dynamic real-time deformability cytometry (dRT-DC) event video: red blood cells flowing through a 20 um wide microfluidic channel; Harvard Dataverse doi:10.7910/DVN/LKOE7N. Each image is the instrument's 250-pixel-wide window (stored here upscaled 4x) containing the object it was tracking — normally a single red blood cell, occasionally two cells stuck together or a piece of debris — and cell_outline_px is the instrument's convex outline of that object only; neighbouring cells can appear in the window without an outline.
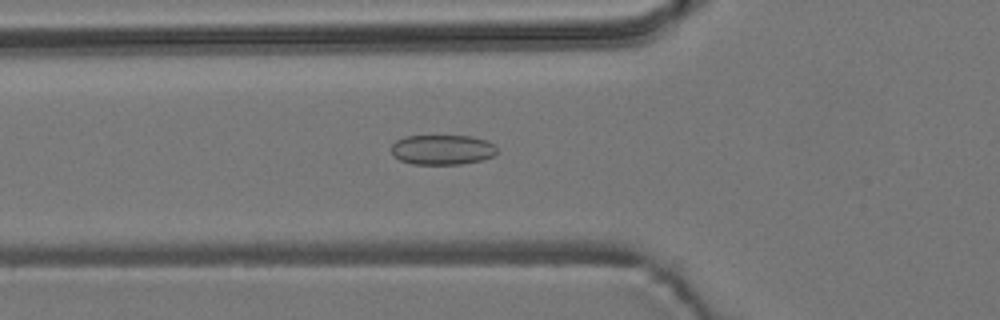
{"species": "common noctule bat (a hibernating species)", "species_latin": "Nyctalus noctula", "temperature_condition": "room temperature", "stored_images_in_passage": 56, "camera_frame_rate_fps": 3000, "um_per_image_px": 0.085, "animal": {"sex": "male", "body_mass_g": 19.2, "forearm_length_mm": 51.8}, "frame": {"image": 1, "passage_image": 20, "time_ms": 6.333, "image_size_px": [1000, 320], "cell_outline_px": [[496, 152], [492, 156], [480, 160], [460, 164], [412, 164], [400, 160], [392, 156], [392, 144], [396, 140], [404, 136], [472, 136], [488, 140], [496, 148]], "centroid_in_image_um": [37.56, 12.72], "position_along_channel_um": 88.2, "area_um2": 18.44}}
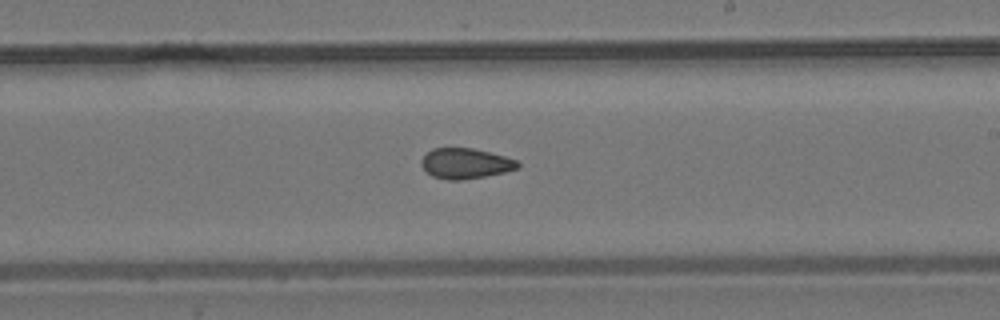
{"frame": {"image": 2, "passage_image": 33, "time_ms": 10.667, "image_size_px": [1000, 320], "cell_outline_px": [[520, 168], [504, 172], [484, 176], [460, 180], [448, 180], [432, 176], [420, 164], [420, 160], [432, 148], [472, 148], [504, 156], [516, 160], [520, 164]], "centroid_in_image_um": [39.56, 13.89], "position_along_channel_um": 249.4, "area_um2": 16.94}}
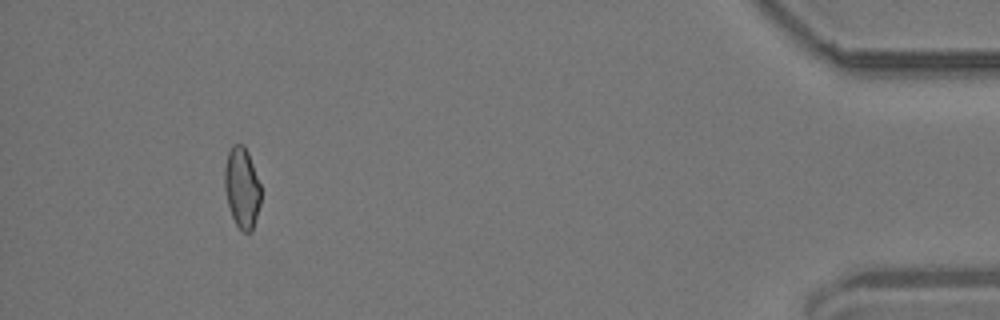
{"frame": {"image": 3, "passage_image": 52, "time_ms": 17.0, "image_size_px": [1000, 320], "cell_outline_px": [[260, 204], [252, 232], [244, 232], [236, 224], [232, 216], [228, 204], [224, 188], [224, 168], [228, 152], [232, 144], [244, 144], [248, 152], [260, 184]], "centroid_in_image_um": [20.55, 15.93], "position_along_channel_um": 414.6, "area_um2": 17.05}, "authors_computed_cell_mechanics": {"area_um2": 17.8024, "velocity_mm_per_s": 3.704, "shape_relaxation_time_tau1_ms": null, "shape_relaxation_time_tau2_ms": 2.6362, "deformation_change_tau1": null, "deformation_change_tau2": 0.0892}}